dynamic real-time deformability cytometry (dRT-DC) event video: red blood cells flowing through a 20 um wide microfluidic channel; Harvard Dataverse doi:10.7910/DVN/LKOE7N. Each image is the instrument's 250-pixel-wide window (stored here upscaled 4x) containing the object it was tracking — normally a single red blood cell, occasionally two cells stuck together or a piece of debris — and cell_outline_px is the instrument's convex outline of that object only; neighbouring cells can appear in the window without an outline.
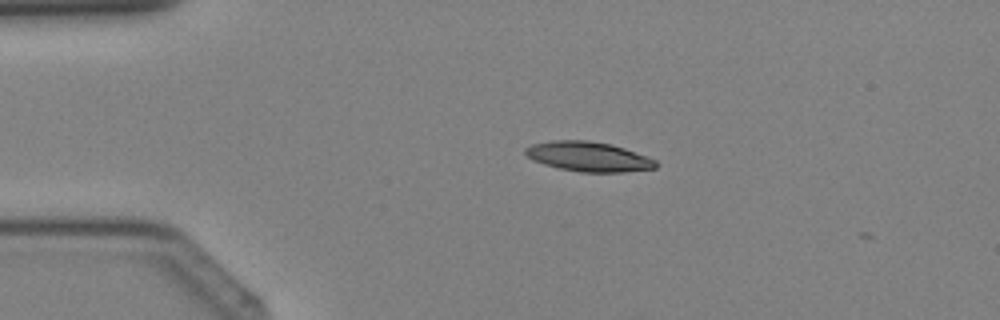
{"species": "Egyptian fruit bat (a non-hibernating species)", "species_latin": "Rousettus aegyptiacus", "temperature_condition": "cold", "stored_images_in_passage": 2, "camera_frame_rate_fps": 3000, "um_per_image_px": 0.085, "animal": {"sex": "female"}, "frame": {"image": 1, "passage_image": 1, "time_ms": 0.0, "image_size_px": [1000, 320], "cell_outline_px": [[660, 164], [656, 168], [624, 172], [580, 172], [560, 168], [544, 164], [532, 160], [524, 152], [524, 148], [532, 144], [552, 140], [588, 140], [612, 144], [624, 148], [656, 160]], "centroid_in_image_um": [50.02, 13.31], "position_along_channel_um": 35.0, "area_um2": 22.66}}